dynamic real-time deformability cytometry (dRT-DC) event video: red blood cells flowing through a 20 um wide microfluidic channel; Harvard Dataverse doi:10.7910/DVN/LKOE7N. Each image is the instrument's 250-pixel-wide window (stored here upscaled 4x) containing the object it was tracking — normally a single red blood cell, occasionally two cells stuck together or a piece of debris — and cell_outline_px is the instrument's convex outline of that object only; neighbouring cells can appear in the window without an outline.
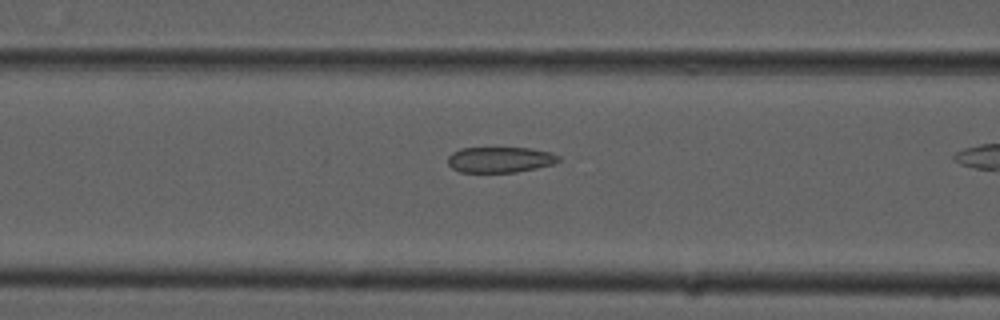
{"species": "common noctule bat (a hibernating species)", "species_latin": "Nyctalus noctula", "temperature_condition": "cold", "stored_images_in_passage": 26, "camera_frame_rate_fps": 3000, "um_per_image_px": 0.085, "animal": {"sex": "male", "forearm_length_mm": 52.5}, "frame": {"image": 1, "passage_image": 12, "time_ms": 3.667, "image_size_px": [1000, 320], "cell_outline_px": [[560, 160], [556, 164], [516, 172], [460, 172], [452, 168], [448, 164], [448, 156], [452, 152], [460, 148], [532, 148], [552, 152], [560, 156]], "centroid_in_image_um": [42.53, 13.57], "position_along_channel_um": 124.1, "area_um2": 16.76}}
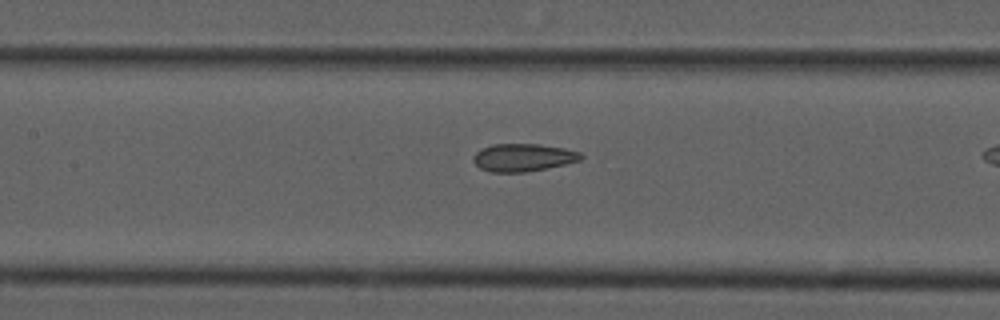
{"frame": {"image": 2, "passage_image": 15, "time_ms": 4.667, "image_size_px": [1000, 320], "cell_outline_px": [[584, 156], [580, 160], [564, 164], [524, 172], [492, 172], [480, 168], [472, 160], [472, 156], [476, 152], [492, 144], [540, 144], [564, 148], [580, 152]], "centroid_in_image_um": [44.45, 13.38], "position_along_channel_um": 162.9, "area_um2": 17.22}}
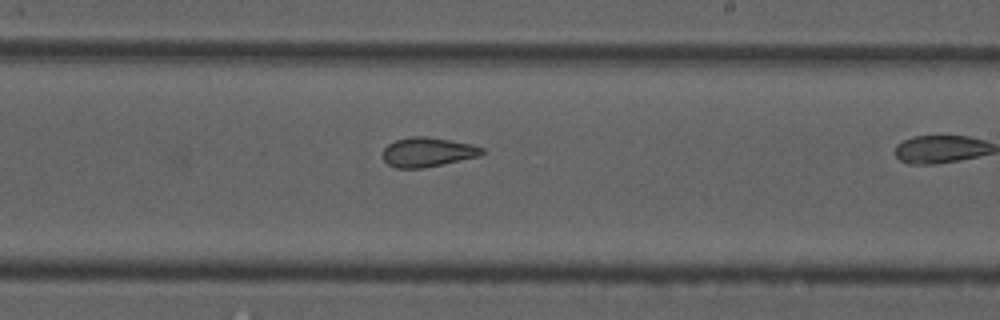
{"frame": {"image": 3, "passage_image": 22, "time_ms": 7.0, "image_size_px": [1000, 320], "cell_outline_px": [[484, 152], [480, 156], [424, 168], [396, 168], [388, 164], [384, 160], [384, 148], [388, 144], [396, 140], [412, 136], [424, 136], [472, 144], [484, 148]], "centroid_in_image_um": [36.36, 12.93], "position_along_channel_um": 252.6, "area_um2": 16.88}}